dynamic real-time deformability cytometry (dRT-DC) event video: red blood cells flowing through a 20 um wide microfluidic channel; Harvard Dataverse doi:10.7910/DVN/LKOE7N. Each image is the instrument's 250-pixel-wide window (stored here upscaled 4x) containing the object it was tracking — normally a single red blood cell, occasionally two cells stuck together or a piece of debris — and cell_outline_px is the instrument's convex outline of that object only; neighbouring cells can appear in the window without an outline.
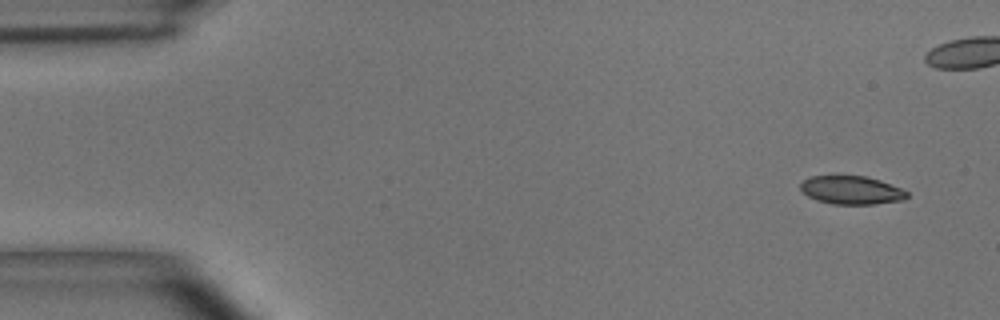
{"species": "common noctule bat (a hibernating species)", "species_latin": "Nyctalus noctula", "temperature_condition": "room temperature", "stored_images_in_passage": 6, "segment_of_instrument_passage": [1, 2], "camera_frame_rate_fps": 3000, "um_per_image_px": 0.085, "animal": {"sex": "male", "body_mass_g": 15.6}, "frame": {"image": 1, "passage_image": 1, "time_ms": 0.0, "image_size_px": [1000, 320], "cell_outline_px": [[908, 196], [904, 200], [872, 204], [832, 204], [816, 200], [808, 196], [800, 188], [800, 184], [804, 180], [812, 176], [836, 172], [868, 176], [880, 180], [900, 188], [908, 192]], "centroid_in_image_um": [72.33, 16.1], "position_along_channel_um": 12.7, "area_um2": 18.32}}
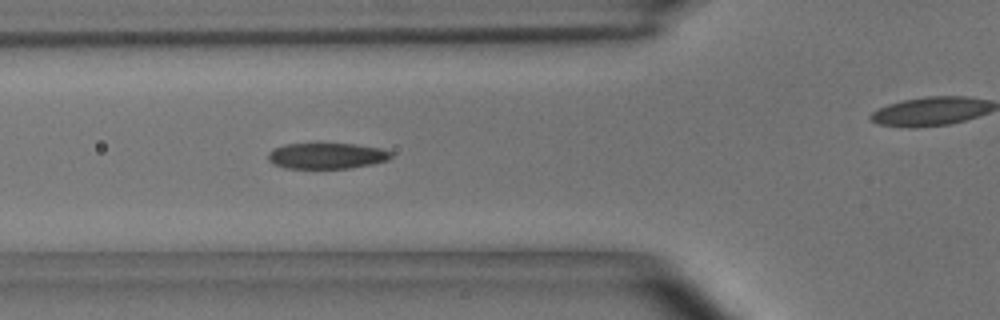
{"frame": {"image": 2, "passage_image": 5, "time_ms": 1.333, "image_size_px": [1000, 320], "cell_outline_px": [[392, 156], [388, 160], [372, 164], [348, 168], [284, 168], [272, 164], [268, 160], [268, 152], [272, 148], [284, 144], [316, 140], [356, 144], [384, 148], [392, 152]], "centroid_in_image_um": [27.73, 13.18], "position_along_channel_um": 98.1, "area_um2": 19.77}}